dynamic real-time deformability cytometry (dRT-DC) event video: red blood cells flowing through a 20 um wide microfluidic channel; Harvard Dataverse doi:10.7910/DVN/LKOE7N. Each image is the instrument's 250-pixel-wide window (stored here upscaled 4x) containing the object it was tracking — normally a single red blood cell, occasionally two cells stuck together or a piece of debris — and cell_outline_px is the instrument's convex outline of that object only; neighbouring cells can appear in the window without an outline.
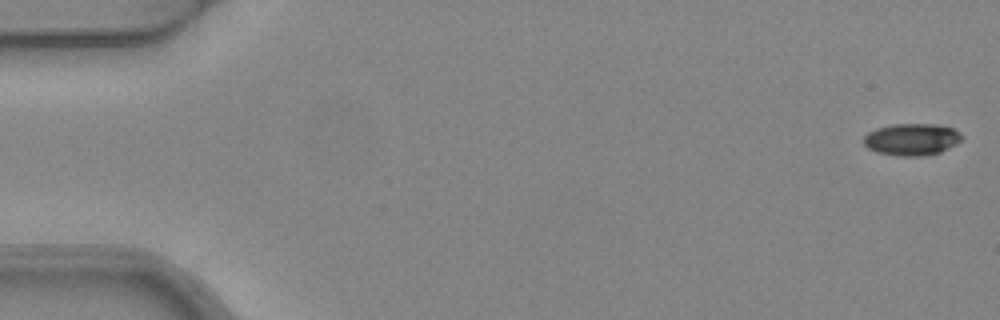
{"species": "common noctule bat (a hibernating species)", "species_latin": "Nyctalus noctula", "temperature_condition": "warm", "stored_images_in_passage": 4, "camera_frame_rate_fps": 3000, "um_per_image_px": 0.085, "animal": {"sex": "female", "body_mass_g": 24.6, "forearm_length_mm": 56.2}, "frame": {"image": 1, "passage_image": 1, "time_ms": 0.0, "image_size_px": [1000, 320], "cell_outline_px": [[964, 136], [956, 144], [940, 152], [920, 156], [900, 156], [876, 152], [868, 148], [864, 144], [864, 136], [868, 132], [876, 128], [892, 124], [936, 124], [952, 128], [960, 132]], "centroid_in_image_um": [77.49, 11.84], "position_along_channel_um": 7.5, "area_um2": 18.26}}
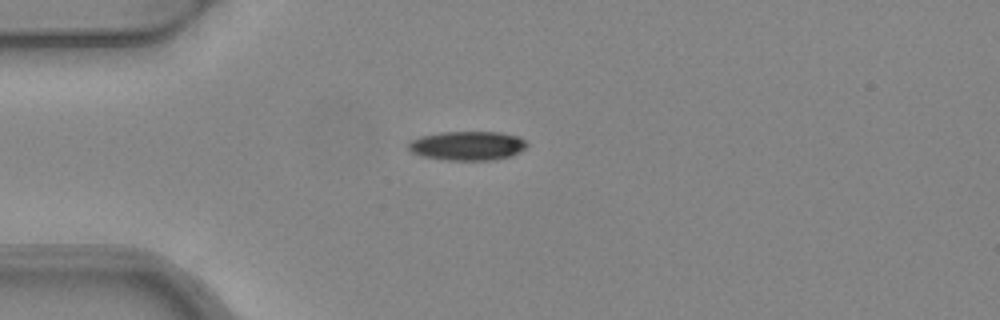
{"frame": {"image": 2, "passage_image": 4, "time_ms": 1.0, "image_size_px": [1000, 320], "cell_outline_px": [[528, 144], [520, 152], [512, 156], [492, 160], [448, 160], [420, 156], [412, 152], [408, 148], [408, 144], [412, 140], [420, 136], [440, 132], [500, 132], [520, 136]], "centroid_in_image_um": [39.74, 12.38], "position_along_channel_um": 45.3, "area_um2": 20.23}}